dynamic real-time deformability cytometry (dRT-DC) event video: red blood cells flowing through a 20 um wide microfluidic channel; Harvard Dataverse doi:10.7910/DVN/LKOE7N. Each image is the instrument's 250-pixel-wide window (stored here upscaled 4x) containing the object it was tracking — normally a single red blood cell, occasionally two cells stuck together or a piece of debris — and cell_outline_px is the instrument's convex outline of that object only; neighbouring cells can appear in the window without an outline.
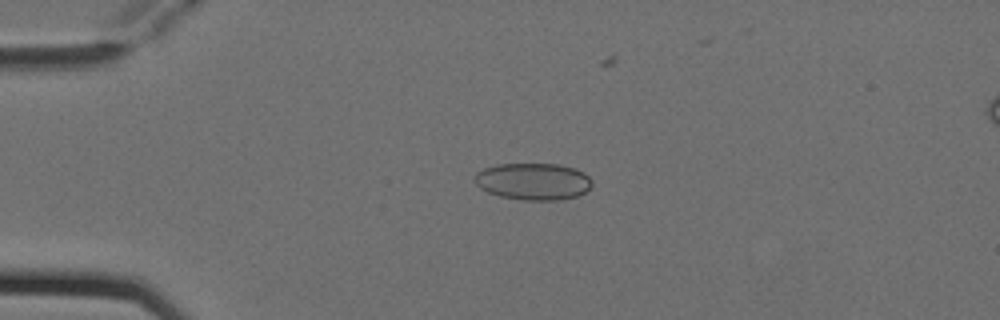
{"species": "Egyptian fruit bat (a non-hibernating species)", "species_latin": "Rousettus aegyptiacus", "temperature_condition": "cold", "stored_images_in_passage": 5, "segment_of_instrument_passage": [1, 2], "camera_frame_rate_fps": 3000, "um_per_image_px": 0.085, "animal": {"sex": "female"}, "frame": {"image": 1, "passage_image": 3, "time_ms": 0.667, "image_size_px": [1000, 320], "cell_outline_px": [[592, 184], [584, 192], [576, 196], [560, 200], [524, 200], [500, 196], [488, 192], [480, 188], [476, 184], [476, 172], [484, 168], [496, 164], [560, 164], [584, 172], [592, 180]], "centroid_in_image_um": [45.32, 15.42], "position_along_channel_um": 39.7, "area_um2": 25.14}}